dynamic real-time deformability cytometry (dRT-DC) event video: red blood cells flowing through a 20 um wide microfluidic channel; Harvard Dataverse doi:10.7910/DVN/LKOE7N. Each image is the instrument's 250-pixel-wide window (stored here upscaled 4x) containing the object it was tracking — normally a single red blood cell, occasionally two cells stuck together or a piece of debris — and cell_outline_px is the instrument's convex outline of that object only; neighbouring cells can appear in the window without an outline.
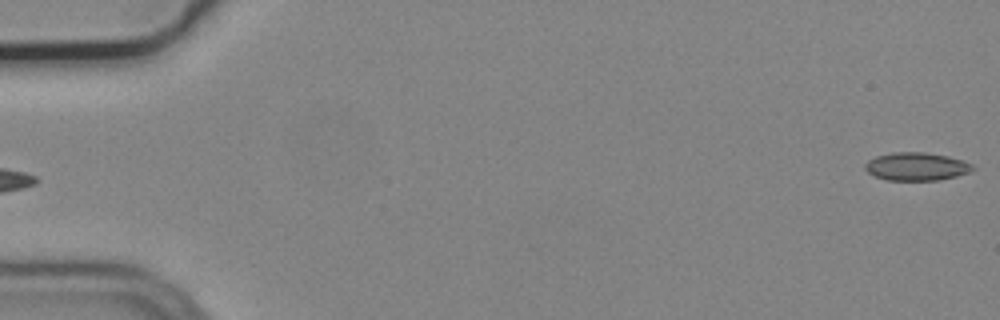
{"species": "common noctule bat (a hibernating species)", "species_latin": "Nyctalus noctula", "temperature_condition": "cold", "stored_images_in_passage": 5, "segment_of_instrument_passage": [2, 2], "camera_frame_rate_fps": 3000, "um_per_image_px": 0.085, "animal": {"sex": "male", "body_mass_g": 19.2, "forearm_length_mm": 51.8}, "frame": {"image": 1, "passage_image": 5, "time_ms": 1.333, "image_size_px": [1000, 320], "cell_outline_px": [[976, 168], [968, 172], [956, 176], [940, 180], [884, 180], [868, 172], [864, 168], [864, 164], [868, 160], [876, 156], [892, 152], [924, 152], [948, 156], [972, 164]], "centroid_in_image_um": [77.87, 14.15], "position_along_channel_um": 7.1, "area_um2": 17.57}}